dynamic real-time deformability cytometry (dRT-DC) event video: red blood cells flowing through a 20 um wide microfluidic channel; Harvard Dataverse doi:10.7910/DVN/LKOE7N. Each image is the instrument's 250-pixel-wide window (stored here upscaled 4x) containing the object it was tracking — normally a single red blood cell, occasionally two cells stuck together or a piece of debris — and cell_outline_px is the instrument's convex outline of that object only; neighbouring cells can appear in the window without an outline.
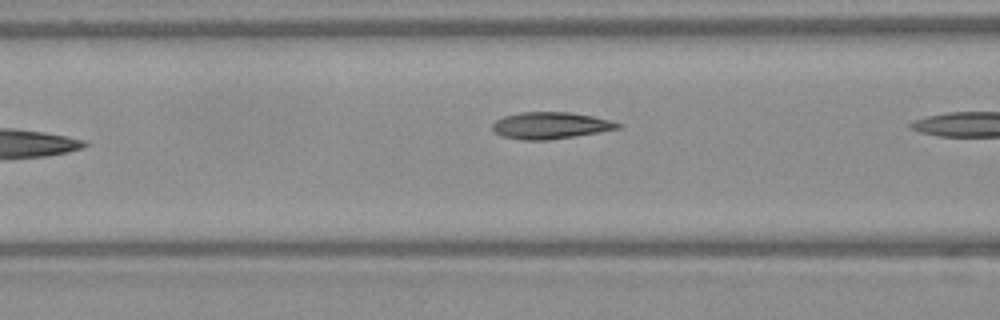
{"species": "Egyptian fruit bat (a non-hibernating species)", "species_latin": "Rousettus aegyptiacus", "temperature_condition": "warm", "stored_images_in_passage": 4, "camera_frame_rate_fps": 3000, "um_per_image_px": 0.085, "frame": {"image": 1, "passage_image": 3, "time_ms": 0.667, "image_size_px": [1000, 320], "cell_outline_px": [[624, 124], [620, 128], [600, 132], [548, 140], [520, 140], [500, 136], [492, 128], [492, 124], [496, 120], [504, 116], [520, 112], [572, 112], [592, 116]], "centroid_in_image_um": [46.78, 10.67], "position_along_channel_um": 119.8, "area_um2": 19.59}}